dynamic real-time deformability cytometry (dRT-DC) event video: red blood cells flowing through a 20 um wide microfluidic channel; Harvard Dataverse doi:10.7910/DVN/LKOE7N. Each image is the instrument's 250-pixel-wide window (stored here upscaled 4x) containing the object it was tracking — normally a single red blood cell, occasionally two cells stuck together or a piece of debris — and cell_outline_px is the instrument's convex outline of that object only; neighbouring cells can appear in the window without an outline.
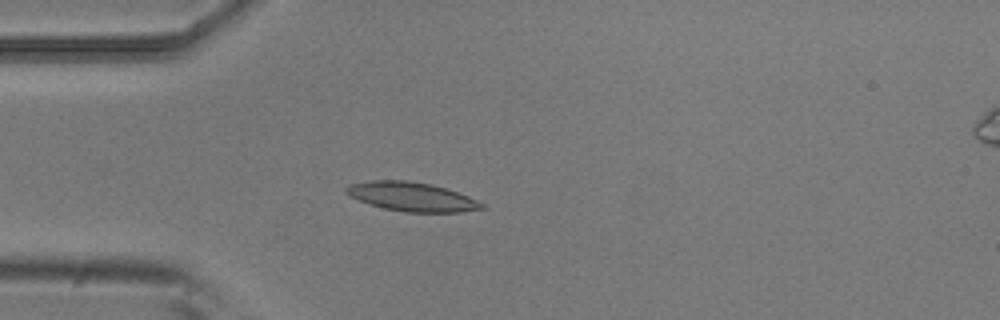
{"species": "common noctule bat (a hibernating species)", "species_latin": "Nyctalus noctula", "temperature_condition": "room temperature", "stored_images_in_passage": 4, "camera_frame_rate_fps": 3000, "um_per_image_px": 0.085, "animal": {"sex": "male", "body_mass_g": 20.5, "forearm_length_mm": 52.5}, "frame": {"image": 1, "passage_image": 4, "time_ms": 1.0, "image_size_px": [1000, 320], "cell_outline_px": [[488, 208], [460, 212], [404, 212], [384, 208], [348, 196], [344, 192], [344, 188], [348, 184], [368, 180], [408, 180], [432, 184], [468, 196], [484, 204]], "centroid_in_image_um": [34.97, 16.71], "position_along_channel_um": 50.0, "area_um2": 23.0}}